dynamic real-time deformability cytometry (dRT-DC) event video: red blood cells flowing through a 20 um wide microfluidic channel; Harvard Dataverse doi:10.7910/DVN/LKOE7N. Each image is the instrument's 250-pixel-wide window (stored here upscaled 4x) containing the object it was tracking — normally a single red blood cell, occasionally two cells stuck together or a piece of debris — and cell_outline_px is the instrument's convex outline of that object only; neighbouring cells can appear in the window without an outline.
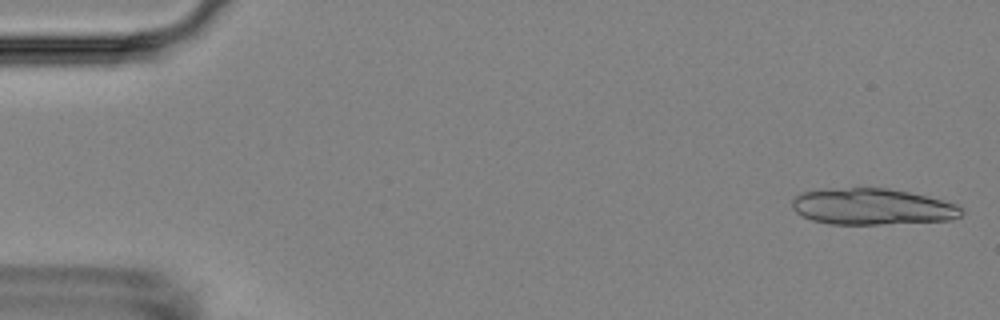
{"species": "Egyptian fruit bat (a non-hibernating species)", "species_latin": "Rousettus aegyptiacus", "temperature_condition": "room temperature", "stored_images_in_passage": 15, "camera_frame_rate_fps": 3000, "um_per_image_px": 0.085, "animal": {"sex": "female"}, "frame": {"image": 1, "passage_image": 1, "time_ms": 0.0, "image_size_px": [1000, 320], "cell_outline_px": [[964, 212], [960, 216], [952, 220], [876, 224], [828, 224], [812, 220], [800, 216], [792, 208], [792, 196], [800, 192], [852, 188], [888, 188], [908, 192], [956, 204], [964, 208]], "centroid_in_image_um": [74.11, 17.58], "position_along_channel_um": 10.9, "area_um2": 35.66}}